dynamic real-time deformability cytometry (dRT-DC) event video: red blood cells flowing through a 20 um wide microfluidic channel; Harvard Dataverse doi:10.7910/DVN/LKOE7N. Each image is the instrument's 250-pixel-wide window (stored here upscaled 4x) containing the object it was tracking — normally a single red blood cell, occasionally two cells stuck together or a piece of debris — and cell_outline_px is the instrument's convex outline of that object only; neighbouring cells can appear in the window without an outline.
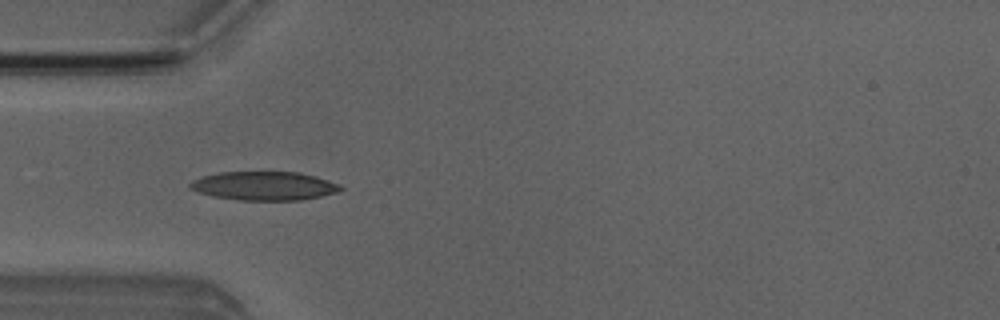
{"species": "Egyptian fruit bat (a non-hibernating species)", "species_latin": "Rousettus aegyptiacus", "temperature_condition": "room temperature", "stored_images_in_passage": 6, "camera_frame_rate_fps": 3000, "um_per_image_px": 0.085, "animal": {"sex": "male"}, "frame": {"image": 1, "passage_image": 4, "time_ms": 3.667, "image_size_px": [1000, 320], "cell_outline_px": [[344, 188], [340, 192], [300, 200], [240, 200], [212, 196], [196, 192], [188, 188], [188, 184], [192, 180], [204, 176], [220, 172], [300, 172], [340, 184]], "centroid_in_image_um": [22.43, 15.8], "position_along_channel_um": 62.6, "area_um2": 25.26}}